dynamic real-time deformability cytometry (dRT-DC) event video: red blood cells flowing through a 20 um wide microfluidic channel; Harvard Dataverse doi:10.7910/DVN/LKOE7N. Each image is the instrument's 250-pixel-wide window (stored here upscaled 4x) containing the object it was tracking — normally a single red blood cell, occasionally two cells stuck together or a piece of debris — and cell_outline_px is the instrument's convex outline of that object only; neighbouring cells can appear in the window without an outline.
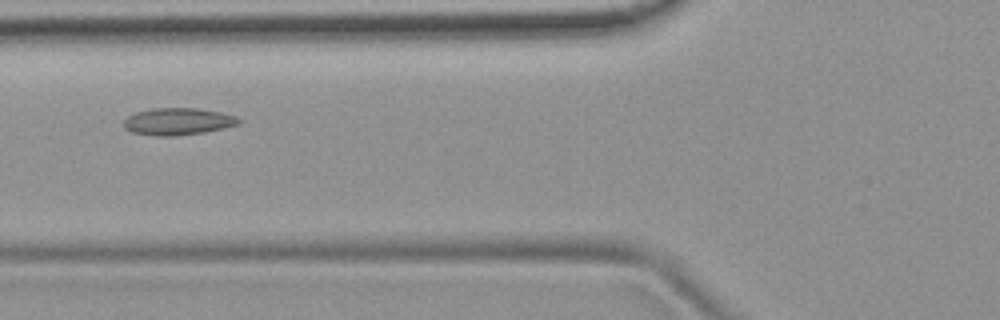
{"species": "common noctule bat (a hibernating species)", "species_latin": "Nyctalus noctula", "temperature_condition": "room temperature", "stored_images_in_passage": 4, "camera_frame_rate_fps": 3000, "um_per_image_px": 0.085, "animal": {"sex": "female", "body_mass_g": 19.9}, "frame": {"image": 1, "passage_image": 2, "time_ms": 0.333, "image_size_px": [1000, 320], "cell_outline_px": [[244, 120], [240, 124], [224, 128], [204, 132], [176, 136], [156, 136], [132, 132], [124, 128], [124, 120], [128, 116], [136, 112], [152, 108], [196, 108], [220, 112], [236, 116]], "centroid_in_image_um": [15.15, 10.33], "position_along_channel_um": 110.6, "area_um2": 18.26}}
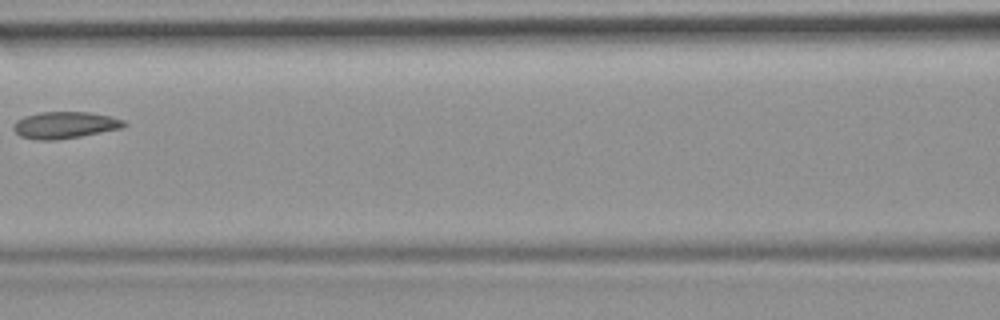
{"frame": {"image": 2, "passage_image": 3, "time_ms": 0.667, "image_size_px": [1000, 320], "cell_outline_px": [[128, 124], [124, 128], [80, 136], [56, 140], [36, 140], [20, 136], [12, 128], [12, 124], [16, 120], [24, 116], [40, 112], [88, 112], [108, 116], [124, 120]], "centroid_in_image_um": [5.49, 10.63], "position_along_channel_um": 161.1, "area_um2": 17.34}}